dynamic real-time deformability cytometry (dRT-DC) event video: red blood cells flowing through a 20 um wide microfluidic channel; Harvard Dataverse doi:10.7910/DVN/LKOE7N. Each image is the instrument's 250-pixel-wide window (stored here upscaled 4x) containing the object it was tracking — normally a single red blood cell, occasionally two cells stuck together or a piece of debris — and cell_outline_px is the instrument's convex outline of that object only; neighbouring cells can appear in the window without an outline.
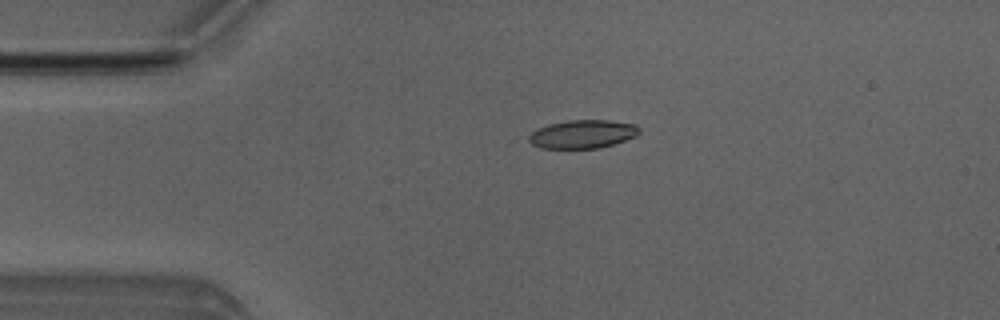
{"species": "Egyptian fruit bat (a non-hibernating species)", "species_latin": "Rousettus aegyptiacus", "temperature_condition": "room temperature", "stored_images_in_passage": 3, "camera_frame_rate_fps": 3000, "um_per_image_px": 0.085, "animal": {"sex": "male"}, "frame": {"image": 1, "passage_image": 2, "time_ms": 2.0, "image_size_px": [1000, 320], "cell_outline_px": [[640, 132], [636, 136], [600, 148], [540, 148], [532, 144], [528, 140], [528, 136], [536, 128], [548, 124], [568, 120], [608, 120], [636, 124], [640, 128]], "centroid_in_image_um": [49.51, 11.39], "position_along_channel_um": 35.5, "area_um2": 18.32}}